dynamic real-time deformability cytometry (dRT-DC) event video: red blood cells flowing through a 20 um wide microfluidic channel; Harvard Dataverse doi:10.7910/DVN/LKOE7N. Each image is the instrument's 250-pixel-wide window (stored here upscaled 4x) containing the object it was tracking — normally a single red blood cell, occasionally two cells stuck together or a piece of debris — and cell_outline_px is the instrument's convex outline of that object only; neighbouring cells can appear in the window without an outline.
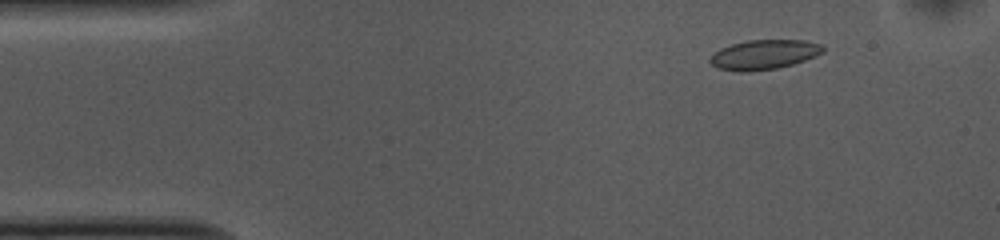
{"species": "common noctule bat (a hibernating species)", "species_latin": "Nyctalus noctula", "temperature_condition": "cold", "stored_images_in_passage": 53, "camera_frame_rate_fps": 3000, "um_per_image_px": 0.085, "animal": {"sex": "female", "body_mass_g": 10.0, "forearm_length_mm": 53.1}, "frame": {"image": 1, "passage_image": 6, "time_ms": 1.667, "image_size_px": [1000, 240], "cell_outline_px": [[824, 52], [816, 56], [792, 64], [776, 68], [748, 72], [740, 72], [716, 68], [708, 60], [720, 48], [732, 44], [748, 40], [804, 40], [820, 44], [824, 48]], "centroid_in_image_um": [64.93, 4.64], "position_along_channel_um": 20.1, "area_um2": 19.42}}
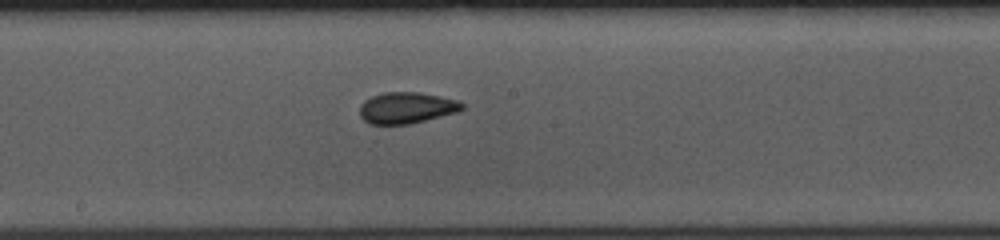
{"frame": {"image": 2, "passage_image": 27, "time_ms": 8.667, "image_size_px": [1000, 240], "cell_outline_px": [[464, 108], [456, 112], [408, 124], [368, 124], [360, 116], [360, 104], [364, 100], [372, 96], [384, 92], [420, 92], [460, 100], [464, 104]], "centroid_in_image_um": [34.55, 9.15], "position_along_channel_um": 213.7, "area_um2": 18.67}}
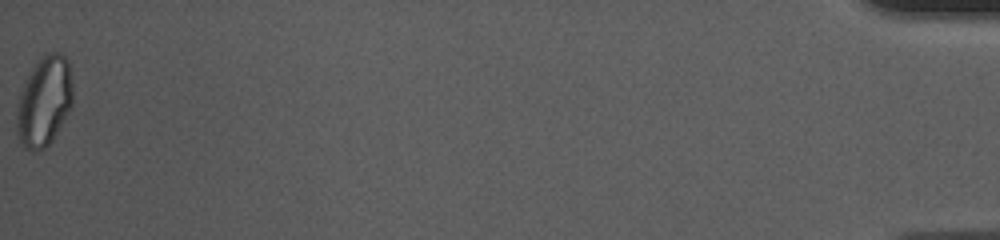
{"frame": {"image": 3, "passage_image": 53, "time_ms": 17.333, "image_size_px": [1000, 240], "cell_outline_px": [[72, 104], [68, 112], [52, 140], [44, 148], [36, 152], [32, 152], [20, 144], [16, 132], [16, 104], [20, 92], [32, 68], [44, 52], [60, 52], [68, 60], [72, 80]], "centroid_in_image_um": [3.73, 8.61], "position_along_channel_um": 431.5, "area_um2": 29.65}, "authors_computed_cell_mechanics": {"area_um2": 18.8428, "velocity_mm_per_s": 3.7143, "shape_relaxation_time_tau1_ms": 10.2108, "shape_relaxation_time_tau2_ms": 1.3308, "deformation_change_tau1": 0.1524, "deformation_change_tau2": 0.0518}}